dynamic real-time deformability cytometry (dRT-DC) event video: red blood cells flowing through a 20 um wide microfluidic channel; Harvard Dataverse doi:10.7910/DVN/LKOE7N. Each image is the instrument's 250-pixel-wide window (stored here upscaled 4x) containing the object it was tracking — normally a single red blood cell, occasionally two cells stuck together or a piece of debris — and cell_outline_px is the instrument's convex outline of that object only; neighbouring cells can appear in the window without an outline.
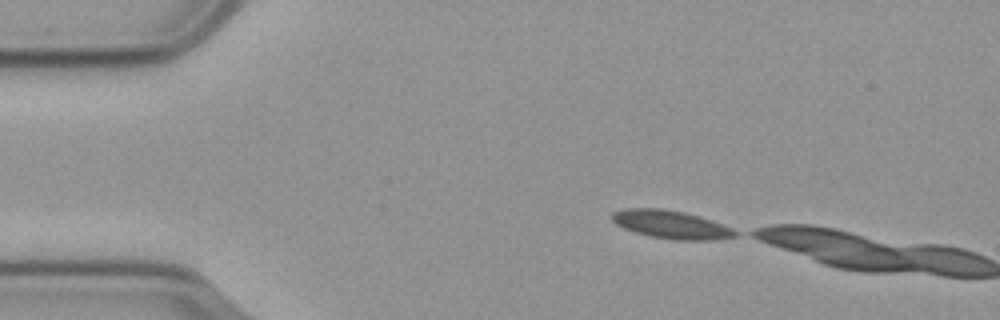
{"species": "common noctule bat (a hibernating species)", "species_latin": "Nyctalus noctula", "temperature_condition": "cold", "stored_images_in_passage": 2, "camera_frame_rate_fps": 3000, "um_per_image_px": 0.085, "animal": {"sex": "male", "body_mass_g": 23.1, "forearm_length_mm": 52.7}, "frame": {"image": 1, "passage_image": 1, "time_ms": 0.0, "image_size_px": [1000, 320], "cell_outline_px": [[740, 232], [736, 236], [716, 240], [672, 240], [648, 236], [624, 228], [616, 224], [612, 220], [612, 212], [624, 208], [664, 208], [684, 212], [700, 216], [712, 220], [732, 228]], "centroid_in_image_um": [57.06, 19.09], "position_along_channel_um": 27.9, "area_um2": 20.46}}